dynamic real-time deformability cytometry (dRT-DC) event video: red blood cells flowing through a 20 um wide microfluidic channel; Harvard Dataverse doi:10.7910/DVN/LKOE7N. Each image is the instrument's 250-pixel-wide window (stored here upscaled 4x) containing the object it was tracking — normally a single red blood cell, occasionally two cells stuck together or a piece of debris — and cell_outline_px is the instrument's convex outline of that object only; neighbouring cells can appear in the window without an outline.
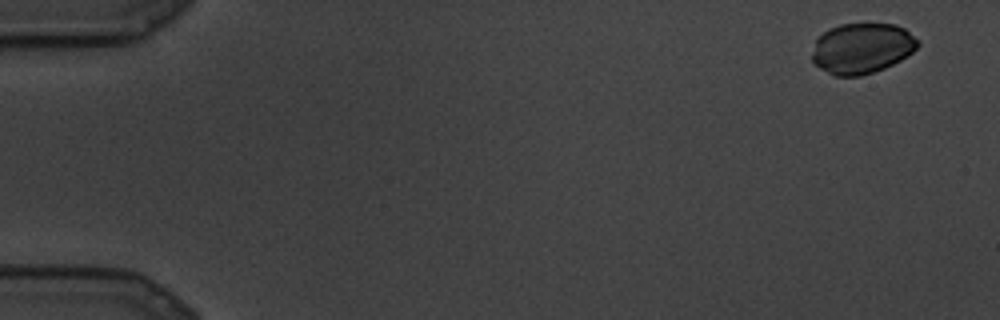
{"species": "common noctule bat (a hibernating species)", "species_latin": "Nyctalus noctula", "temperature_condition": "cold", "stored_images_in_passage": 9, "camera_frame_rate_fps": 3000, "um_per_image_px": 0.085, "animal": {"sex": "male", "body_mass_g": 19.5, "forearm_length_mm": 54.6}, "frame": {"image": 1, "passage_image": 1, "time_ms": 0.0, "image_size_px": [1000, 320], "cell_outline_px": [[920, 44], [912, 52], [900, 60], [884, 68], [860, 76], [836, 76], [812, 64], [812, 52], [816, 40], [824, 32], [840, 24], [896, 24], [904, 28], [920, 40]], "centroid_in_image_um": [73.27, 4.1], "position_along_channel_um": 11.7, "area_um2": 31.04}}